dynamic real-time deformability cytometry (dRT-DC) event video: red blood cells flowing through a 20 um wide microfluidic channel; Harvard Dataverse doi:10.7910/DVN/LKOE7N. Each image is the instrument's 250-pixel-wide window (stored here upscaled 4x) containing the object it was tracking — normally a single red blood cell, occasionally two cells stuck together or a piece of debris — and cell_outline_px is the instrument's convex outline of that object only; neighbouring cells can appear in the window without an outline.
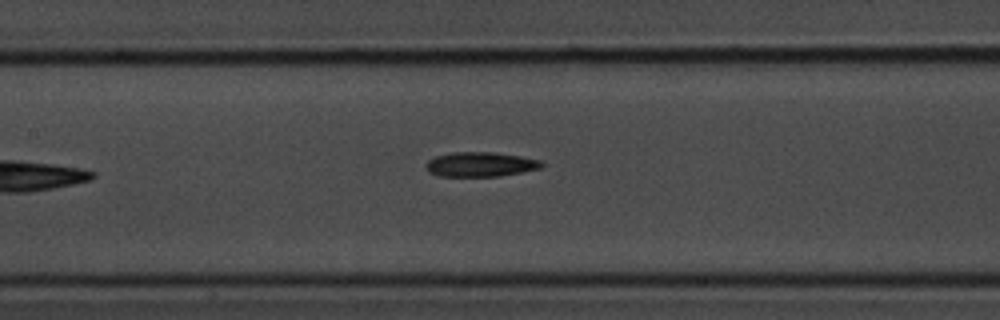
{"species": "common noctule bat (a hibernating species)", "species_latin": "Nyctalus noctula", "temperature_condition": "room temperature", "stored_images_in_passage": 5, "camera_frame_rate_fps": 3000, "um_per_image_px": 0.085, "animal": {"sex": "male", "body_mass_g": 20.1, "forearm_length_mm": 53.5}, "frame": {"image": 1, "passage_image": 5, "time_ms": 1.333, "image_size_px": [1000, 320], "cell_outline_px": [[544, 164], [540, 168], [500, 176], [440, 176], [428, 172], [424, 168], [424, 164], [428, 160], [436, 156], [452, 152], [496, 152], [520, 156], [540, 160]], "centroid_in_image_um": [40.79, 13.96], "position_along_channel_um": 166.6, "area_um2": 16.65}}